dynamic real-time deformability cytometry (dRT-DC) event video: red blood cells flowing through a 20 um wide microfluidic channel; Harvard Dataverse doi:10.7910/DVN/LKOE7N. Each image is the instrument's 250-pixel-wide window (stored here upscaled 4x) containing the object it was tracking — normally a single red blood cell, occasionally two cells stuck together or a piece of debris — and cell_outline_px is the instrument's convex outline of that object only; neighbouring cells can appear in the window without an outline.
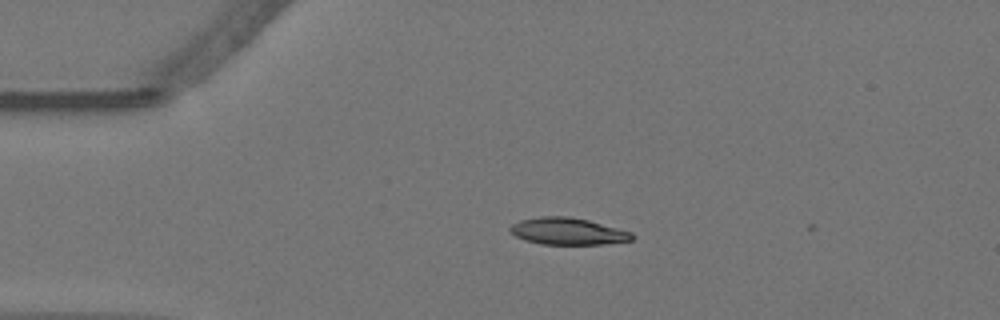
{"species": "Egyptian fruit bat (a non-hibernating species)", "species_latin": "Rousettus aegyptiacus", "temperature_condition": "warm", "stored_images_in_passage": 5, "camera_frame_rate_fps": 3000, "um_per_image_px": 0.085, "animal": {"sex": "female"}, "frame": {"image": 1, "passage_image": 2, "time_ms": 0.333, "image_size_px": [1000, 320], "cell_outline_px": [[636, 236], [632, 240], [604, 244], [540, 244], [524, 240], [516, 236], [508, 228], [512, 224], [520, 220], [540, 216], [568, 216], [588, 220], [632, 232]], "centroid_in_image_um": [48.26, 19.66], "position_along_channel_um": 36.7, "area_um2": 19.13}}